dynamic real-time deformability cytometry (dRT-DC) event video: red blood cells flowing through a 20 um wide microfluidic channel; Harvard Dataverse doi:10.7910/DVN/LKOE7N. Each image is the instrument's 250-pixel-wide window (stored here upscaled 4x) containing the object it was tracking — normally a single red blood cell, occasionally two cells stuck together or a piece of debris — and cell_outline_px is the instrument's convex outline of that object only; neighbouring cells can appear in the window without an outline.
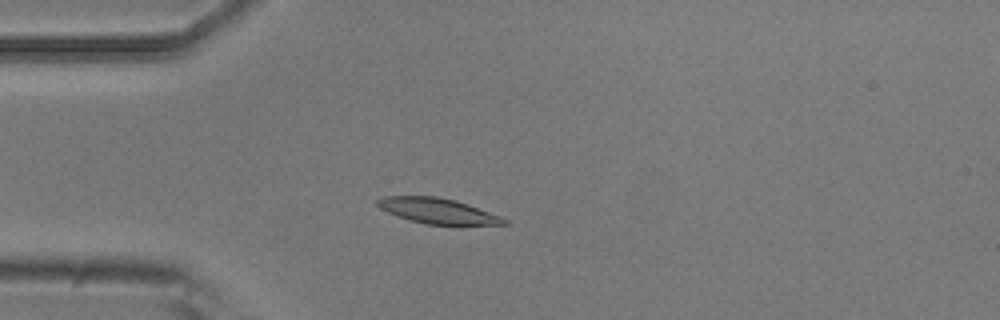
{"species": "common noctule bat (a hibernating species)", "species_latin": "Nyctalus noctula", "temperature_condition": "room temperature", "stored_images_in_passage": 4, "camera_frame_rate_fps": 3000, "um_per_image_px": 0.085, "animal": {"sex": "male", "body_mass_g": 20.5, "forearm_length_mm": 52.5}, "frame": {"image": 1, "passage_image": 3, "time_ms": 0.667, "image_size_px": [1000, 320], "cell_outline_px": [[512, 224], [424, 224], [396, 216], [380, 208], [376, 204], [376, 200], [384, 196], [436, 196], [456, 200], [468, 204], [500, 216], [508, 220]], "centroid_in_image_um": [37.18, 17.91], "position_along_channel_um": 47.8, "area_um2": 18.61}}